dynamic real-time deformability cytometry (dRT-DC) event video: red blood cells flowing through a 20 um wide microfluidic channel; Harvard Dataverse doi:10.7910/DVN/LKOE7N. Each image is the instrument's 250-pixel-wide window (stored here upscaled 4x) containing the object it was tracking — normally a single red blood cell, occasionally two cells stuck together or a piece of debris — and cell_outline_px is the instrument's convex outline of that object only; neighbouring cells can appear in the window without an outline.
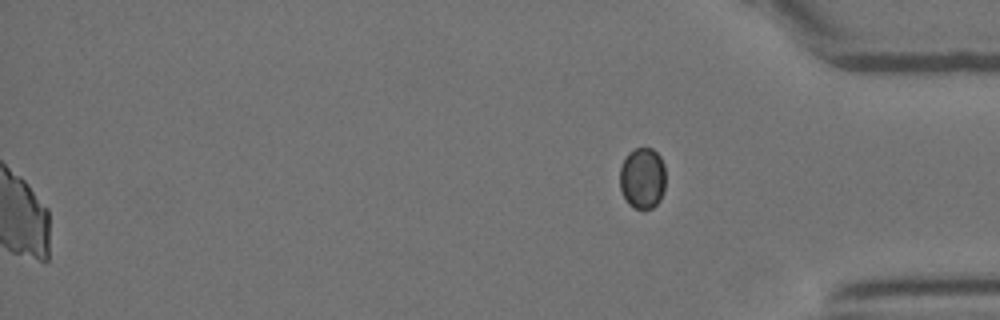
{"species": "Egyptian fruit bat (a non-hibernating species)", "species_latin": "Rousettus aegyptiacus", "temperature_condition": "room temperature", "stored_images_in_passage": 50, "camera_frame_rate_fps": 3000, "um_per_image_px": 0.085, "animal": {"sex": "female"}, "frame": {"image": 1, "passage_image": 50, "time_ms": 16.333, "image_size_px": [1000, 320], "cell_outline_px": [[664, 192], [660, 200], [652, 208], [632, 208], [628, 204], [620, 188], [620, 168], [628, 152], [636, 148], [652, 148], [660, 156], [664, 164]], "centroid_in_image_um": [54.61, 15.14], "position_along_channel_um": 380.6, "area_um2": 16.36}}